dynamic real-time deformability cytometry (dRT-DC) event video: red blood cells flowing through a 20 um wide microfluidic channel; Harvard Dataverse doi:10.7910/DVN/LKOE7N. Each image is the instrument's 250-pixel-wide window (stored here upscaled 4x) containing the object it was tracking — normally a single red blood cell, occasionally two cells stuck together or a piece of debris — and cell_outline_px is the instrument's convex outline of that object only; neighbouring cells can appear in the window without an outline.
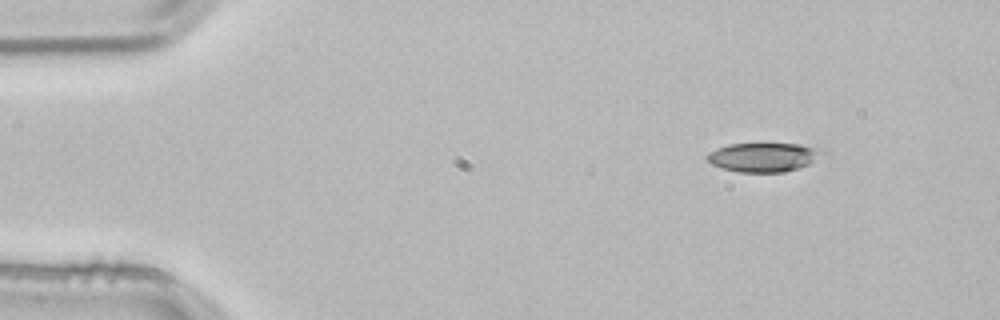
{"species": "common noctule bat (a hibernating species)", "species_latin": "Nyctalus noctula", "temperature_condition": "room temperature", "stored_images_in_passage": 4, "segment_of_instrument_passage": [2, 2], "camera_frame_rate_fps": 3000, "um_per_image_px": 0.085, "animal": {"sex": "male", "body_mass_g": 21.5, "forearm_length_mm": 52.0}, "frame": {"image": 1, "passage_image": 4, "time_ms": 1.0, "image_size_px": [1000, 320], "cell_outline_px": [[828, 156], [808, 164], [784, 172], [740, 172], [724, 168], [712, 164], [708, 160], [708, 152], [716, 148], [728, 144], [800, 144], [820, 148], [828, 152]], "centroid_in_image_um": [65.01, 13.35], "position_along_channel_um": 20.0, "area_um2": 19.65}}